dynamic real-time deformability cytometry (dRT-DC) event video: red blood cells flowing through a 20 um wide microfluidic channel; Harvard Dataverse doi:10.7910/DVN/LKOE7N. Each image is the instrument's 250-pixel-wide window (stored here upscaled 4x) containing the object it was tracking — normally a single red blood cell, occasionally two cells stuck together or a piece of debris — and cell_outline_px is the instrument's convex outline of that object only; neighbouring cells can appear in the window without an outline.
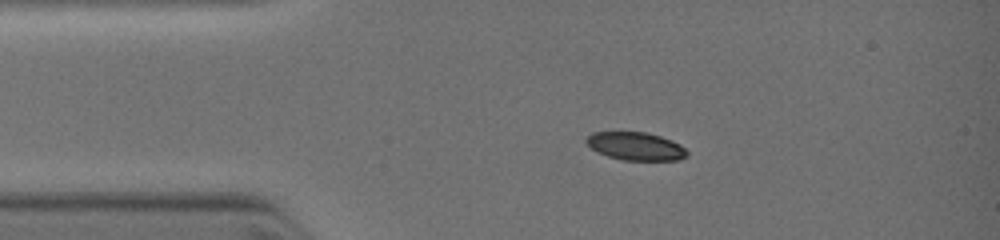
{"species": "common noctule bat (a hibernating species)", "species_latin": "Nyctalus noctula", "temperature_condition": "warm", "stored_images_in_passage": 18, "camera_frame_rate_fps": 3000, "um_per_image_px": 0.085, "animal": {"sex": "female", "body_mass_g": 19.0, "forearm_length_mm": 51.5}, "frame": {"image": 1, "passage_image": 1, "time_ms": 0.0, "image_size_px": [1000, 240], "cell_outline_px": [[688, 156], [680, 160], [624, 160], [608, 156], [596, 152], [584, 140], [592, 132], [648, 132], [672, 140], [680, 144], [688, 152]], "centroid_in_image_um": [54.05, 12.43], "position_along_channel_um": 30.9, "area_um2": 16.53}}
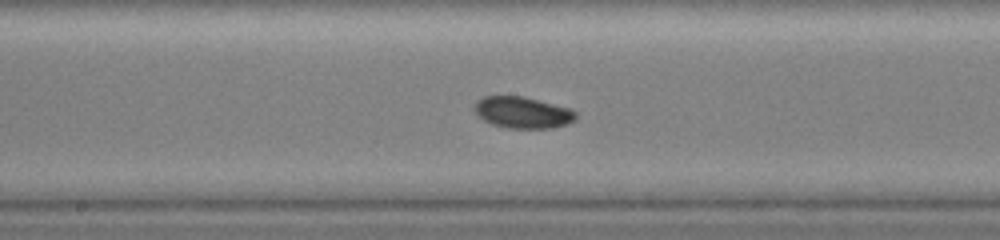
{"frame": {"image": 2, "passage_image": 11, "time_ms": 4.0, "image_size_px": [1000, 240], "cell_outline_px": [[576, 116], [568, 124], [552, 128], [508, 128], [492, 124], [484, 120], [472, 108], [476, 100], [484, 96], [524, 96], [572, 108], [576, 112]], "centroid_in_image_um": [44.42, 9.55], "position_along_channel_um": 203.8, "area_um2": 18.73}}
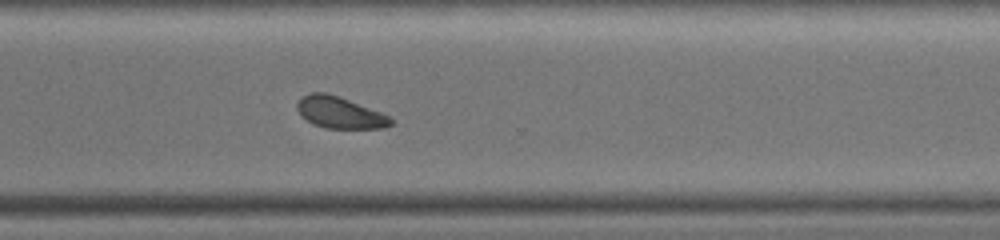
{"frame": {"image": 3, "passage_image": 18, "time_ms": 6.667, "image_size_px": [1000, 240], "cell_outline_px": [[392, 124], [384, 128], [324, 128], [312, 124], [300, 116], [296, 108], [296, 104], [300, 96], [308, 92], [328, 92], [340, 96], [380, 112], [388, 116], [392, 120]], "centroid_in_image_um": [28.8, 9.55], "position_along_channel_um": 341.8, "area_um2": 17.51}}